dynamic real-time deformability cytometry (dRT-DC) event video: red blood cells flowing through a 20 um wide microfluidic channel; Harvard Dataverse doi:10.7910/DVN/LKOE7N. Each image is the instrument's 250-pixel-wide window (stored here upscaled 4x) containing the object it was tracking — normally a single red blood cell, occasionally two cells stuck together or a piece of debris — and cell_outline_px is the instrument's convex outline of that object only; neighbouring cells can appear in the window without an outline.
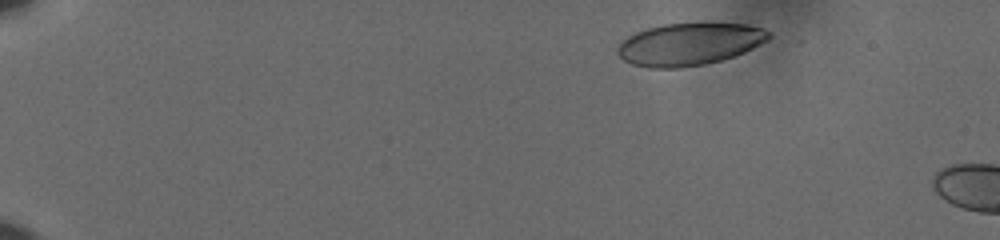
{"species": "human", "species_latin": "Homo sapiens", "temperature_condition": "cold", "stored_images_in_passage": 50, "camera_frame_rate_fps": 3000, "um_per_image_px": 0.085, "donor": {"sex": "male"}, "frame": {"image": 1, "passage_image": 1, "time_ms": 0.0, "image_size_px": [1000, 240], "cell_outline_px": [[772, 36], [768, 40], [744, 52], [720, 60], [704, 64], [680, 68], [648, 68], [632, 64], [624, 60], [616, 52], [616, 48], [628, 36], [636, 32], [648, 28], [664, 24], [704, 20], [744, 24], [764, 28], [772, 32]], "centroid_in_image_um": [58.63, 3.7], "position_along_channel_um": 26.4, "area_um2": 38.15}}
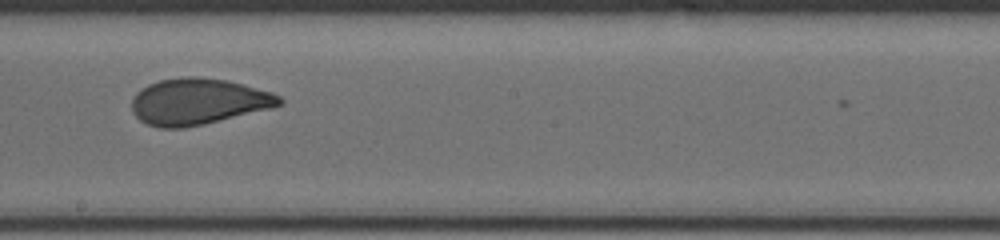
{"frame": {"image": 2, "passage_image": 28, "time_ms": 9.0, "image_size_px": [1000, 240], "cell_outline_px": [[284, 100], [280, 104], [272, 108], [204, 124], [184, 128], [160, 128], [148, 124], [140, 120], [132, 112], [132, 96], [140, 88], [148, 84], [160, 80], [188, 76], [196, 76], [224, 80], [244, 84], [272, 92], [280, 96]], "centroid_in_image_um": [16.83, 8.63], "position_along_channel_um": 231.4, "area_um2": 39.88}}
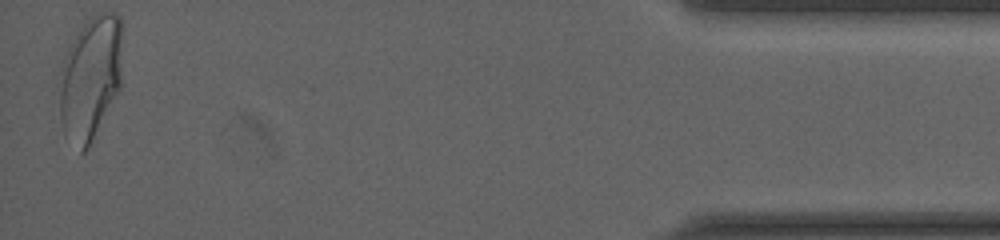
{"frame": {"image": 3, "passage_image": 50, "time_ms": 16.333, "image_size_px": [1000, 240], "cell_outline_px": [[120, 88], [88, 148], [84, 152], [80, 152], [64, 136], [60, 116], [56, 84], [56, 76], [68, 44], [76, 32], [92, 16], [100, 12], [112, 12], [120, 16]], "centroid_in_image_um": [7.59, 6.65], "position_along_channel_um": 427.6, "area_um2": 46.36}, "authors_computed_cell_mechanics": {"area_um2": 39.6797, "velocity_mm_per_s": 3.6132, "shape_relaxation_time_tau1_ms": 10.1535, "shape_relaxation_time_tau2_ms": 0.905, "deformation_change_tau1": 0.2404, "deformation_change_tau2": 0.0597}}